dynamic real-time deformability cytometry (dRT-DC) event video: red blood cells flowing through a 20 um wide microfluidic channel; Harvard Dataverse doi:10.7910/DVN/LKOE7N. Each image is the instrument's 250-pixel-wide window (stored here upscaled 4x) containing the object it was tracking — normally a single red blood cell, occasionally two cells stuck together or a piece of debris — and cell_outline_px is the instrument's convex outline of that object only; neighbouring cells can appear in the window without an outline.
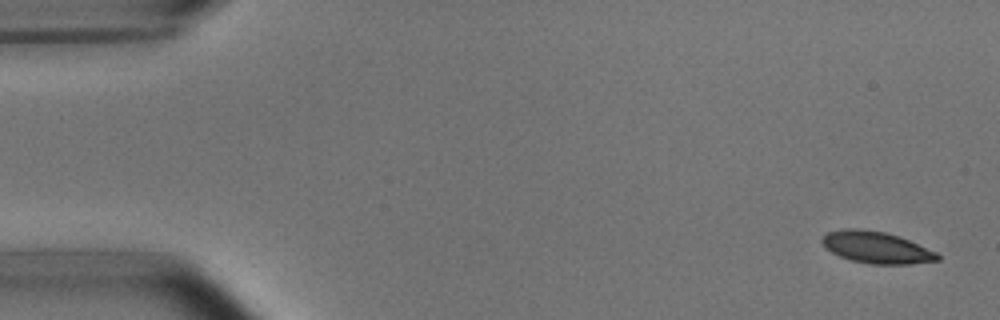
{"species": "common noctule bat (a hibernating species)", "species_latin": "Nyctalus noctula", "temperature_condition": "room temperature", "stored_images_in_passage": 5, "camera_frame_rate_fps": 3000, "um_per_image_px": 0.085, "animal": {"sex": "male", "body_mass_g": 15.6}, "frame": {"image": 1, "passage_image": 1, "time_ms": 0.0, "image_size_px": [1000, 320], "cell_outline_px": [[940, 260], [912, 264], [872, 264], [848, 260], [824, 248], [820, 240], [828, 232], [844, 228], [860, 228], [884, 232], [900, 236], [936, 252], [940, 256]], "centroid_in_image_um": [74.47, 21.03], "position_along_channel_um": 10.5, "area_um2": 21.5}}